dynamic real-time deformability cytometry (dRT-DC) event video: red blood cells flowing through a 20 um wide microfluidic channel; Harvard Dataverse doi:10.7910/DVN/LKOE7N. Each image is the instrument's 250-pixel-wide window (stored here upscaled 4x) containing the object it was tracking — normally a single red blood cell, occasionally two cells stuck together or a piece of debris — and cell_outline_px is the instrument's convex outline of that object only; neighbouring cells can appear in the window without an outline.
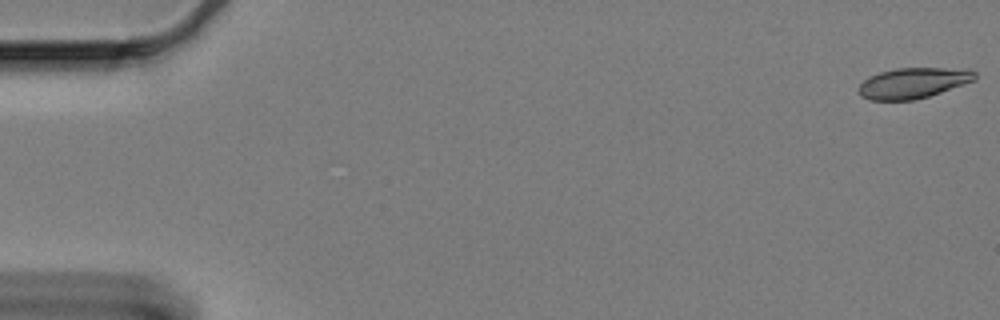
{"species": "Egyptian fruit bat (a non-hibernating species)", "species_latin": "Rousettus aegyptiacus", "temperature_condition": "cold", "stored_images_in_passage": 16, "camera_frame_rate_fps": 3000, "um_per_image_px": 0.085, "animal": {"sex": "female"}, "frame": {"image": 1, "passage_image": 1, "time_ms": 0.0, "image_size_px": [1000, 320], "cell_outline_px": [[976, 80], [928, 96], [912, 100], [872, 100], [860, 96], [860, 84], [868, 76], [880, 72], [896, 68], [968, 68], [976, 72]], "centroid_in_image_um": [77.65, 7.04], "position_along_channel_um": 7.4, "area_um2": 20.69}}